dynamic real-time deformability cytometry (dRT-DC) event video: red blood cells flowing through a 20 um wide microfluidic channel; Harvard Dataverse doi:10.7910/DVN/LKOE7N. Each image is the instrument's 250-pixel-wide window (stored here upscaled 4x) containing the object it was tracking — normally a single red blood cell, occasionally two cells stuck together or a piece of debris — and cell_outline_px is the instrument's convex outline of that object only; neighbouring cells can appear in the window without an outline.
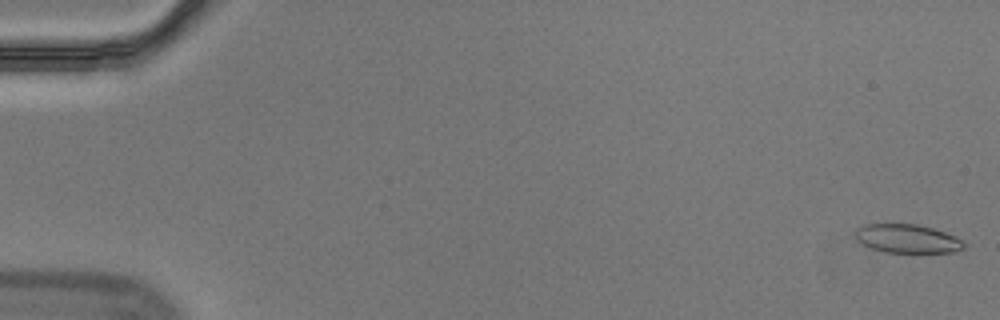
{"species": "Egyptian fruit bat (a non-hibernating species)", "species_latin": "Rousettus aegyptiacus", "temperature_condition": "cold", "stored_images_in_passage": 57, "camera_frame_rate_fps": 3000, "um_per_image_px": 0.085, "animal": {"sex": "male"}, "frame": {"image": 1, "passage_image": 1, "time_ms": 0.0, "image_size_px": [1000, 320], "cell_outline_px": [[964, 248], [952, 252], [884, 252], [872, 248], [856, 240], [856, 228], [864, 224], [916, 224], [932, 228], [944, 232], [964, 240]], "centroid_in_image_um": [77.11, 20.28], "position_along_channel_um": 7.9, "area_um2": 17.98}}
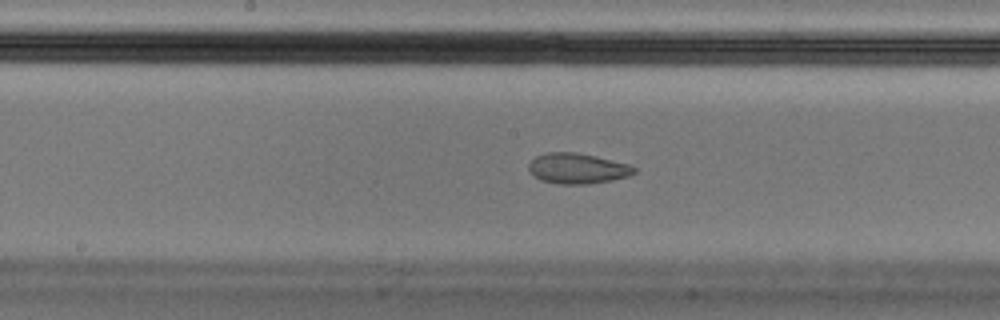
{"frame": {"image": 2, "passage_image": 30, "time_ms": 9.667, "image_size_px": [1000, 320], "cell_outline_px": [[636, 172], [628, 176], [612, 180], [588, 184], [556, 184], [540, 180], [528, 168], [528, 164], [536, 156], [548, 152], [576, 152], [596, 156], [628, 164], [636, 168]], "centroid_in_image_um": [49.08, 14.32], "position_along_channel_um": 199.1, "area_um2": 18.67}}
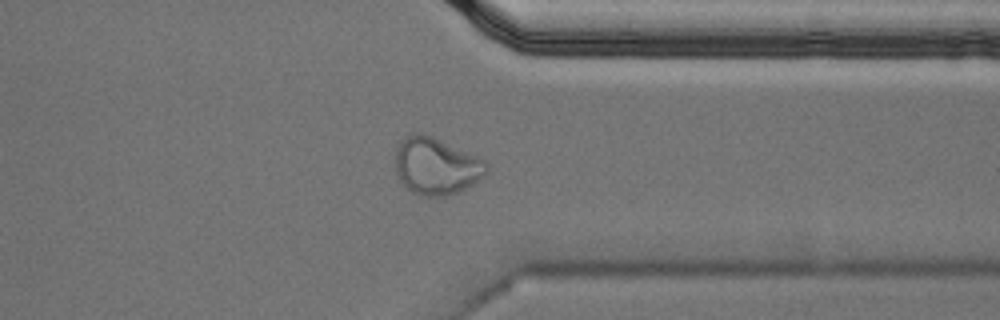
{"frame": {"image": 3, "passage_image": 45, "time_ms": 14.667, "image_size_px": [1000, 320], "cell_outline_px": [[488, 172], [484, 176], [472, 184], [448, 196], [420, 196], [404, 188], [396, 172], [396, 148], [412, 132], [424, 132], [476, 156], [484, 160], [488, 164]], "centroid_in_image_um": [37.06, 14.12], "position_along_channel_um": 374.3, "area_um2": 30.29}, "authors_computed_cell_mechanics": {"area_um2": 19.652, "velocity_mm_per_s": 3.5385, "shape_relaxation_time_tau1_ms": null, "shape_relaxation_time_tau2_ms": 1.3353, "deformation_change_tau1": null, "deformation_change_tau2": 0.0662}}